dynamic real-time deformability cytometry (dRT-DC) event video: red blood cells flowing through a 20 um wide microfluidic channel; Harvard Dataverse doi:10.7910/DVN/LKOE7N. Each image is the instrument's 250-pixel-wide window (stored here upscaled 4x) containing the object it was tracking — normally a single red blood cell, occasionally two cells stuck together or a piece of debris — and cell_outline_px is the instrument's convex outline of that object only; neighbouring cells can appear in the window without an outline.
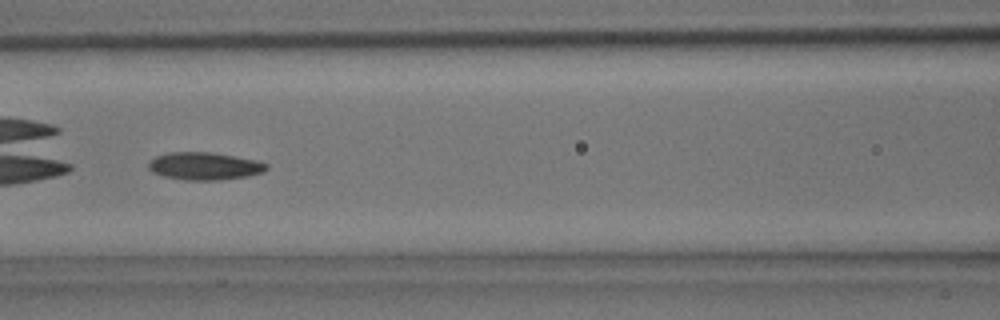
{"species": "common noctule bat (a hibernating species)", "species_latin": "Nyctalus noctula", "temperature_condition": "room temperature", "stored_images_in_passage": 39, "camera_frame_rate_fps": 3000, "um_per_image_px": 0.085, "animal": {"sex": "male", "body_mass_g": 15.6}, "frame": {"image": 1, "passage_image": 17, "time_ms": 5.333, "image_size_px": [1000, 320], "cell_outline_px": [[268, 168], [264, 172], [248, 176], [220, 180], [184, 180], [164, 176], [152, 172], [148, 168], [148, 164], [156, 156], [168, 152], [212, 152], [256, 160], [268, 164]], "centroid_in_image_um": [17.39, 14.12], "position_along_channel_um": 149.2, "area_um2": 19.02}}